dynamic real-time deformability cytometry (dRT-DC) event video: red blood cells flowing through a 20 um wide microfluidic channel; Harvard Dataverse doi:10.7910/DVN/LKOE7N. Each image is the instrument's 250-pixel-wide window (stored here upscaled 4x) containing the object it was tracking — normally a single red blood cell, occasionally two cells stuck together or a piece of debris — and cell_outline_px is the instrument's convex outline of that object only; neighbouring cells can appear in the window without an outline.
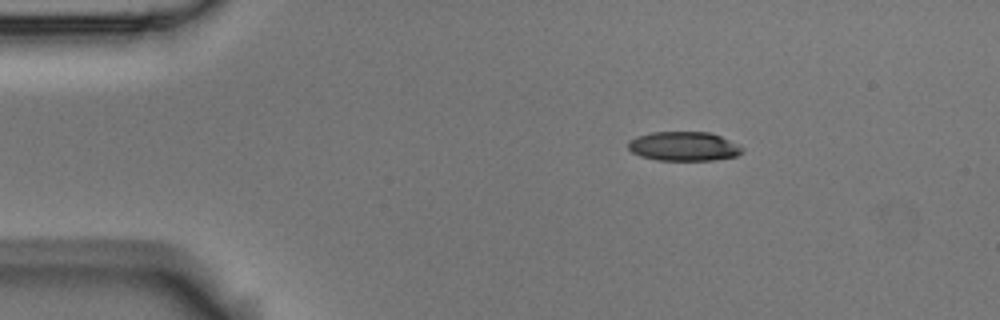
{"species": "Egyptian fruit bat (a non-hibernating species)", "species_latin": "Rousettus aegyptiacus", "temperature_condition": "room temperature", "stored_images_in_passage": 3, "camera_frame_rate_fps": 3000, "um_per_image_px": 0.085, "animal": {"sex": "male"}, "frame": {"image": 1, "passage_image": 1, "time_ms": 0.0, "image_size_px": [1000, 320], "cell_outline_px": [[744, 152], [736, 156], [712, 160], [656, 160], [640, 156], [632, 152], [628, 148], [628, 140], [636, 136], [652, 132], [712, 132], [744, 148]], "centroid_in_image_um": [58.1, 12.43], "position_along_channel_um": 26.9, "area_um2": 19.48}}